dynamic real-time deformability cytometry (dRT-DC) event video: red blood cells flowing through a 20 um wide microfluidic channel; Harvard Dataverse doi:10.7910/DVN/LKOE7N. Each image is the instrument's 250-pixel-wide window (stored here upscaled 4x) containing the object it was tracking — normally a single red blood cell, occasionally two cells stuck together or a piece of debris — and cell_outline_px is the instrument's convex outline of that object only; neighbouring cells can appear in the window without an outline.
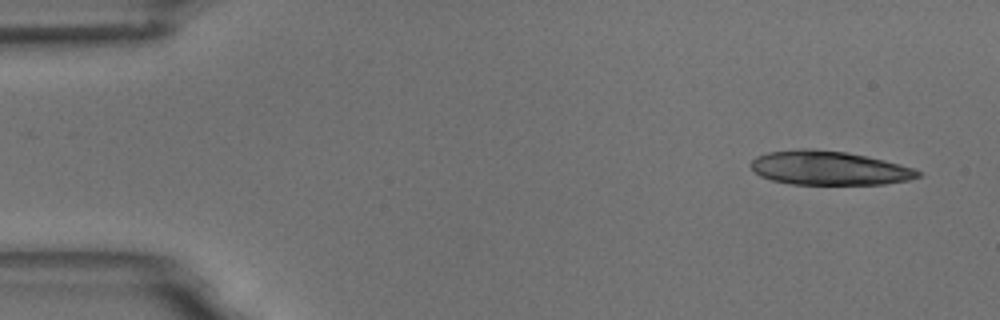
{"species": "common noctule bat (a hibernating species)", "species_latin": "Nyctalus noctula", "temperature_condition": "room temperature", "stored_images_in_passage": 4, "camera_frame_rate_fps": 3000, "um_per_image_px": 0.085, "animal": {"sex": "male", "body_mass_g": 18.8}, "frame": {"image": 1, "passage_image": 1, "time_ms": 0.0, "image_size_px": [1000, 320], "cell_outline_px": [[924, 176], [908, 180], [884, 184], [788, 184], [772, 180], [760, 176], [752, 168], [752, 160], [756, 156], [768, 152], [800, 148], [808, 148], [848, 152], [884, 160], [900, 164], [912, 168], [920, 172]], "centroid_in_image_um": [70.47, 14.28], "position_along_channel_um": 14.5, "area_um2": 33.12}}